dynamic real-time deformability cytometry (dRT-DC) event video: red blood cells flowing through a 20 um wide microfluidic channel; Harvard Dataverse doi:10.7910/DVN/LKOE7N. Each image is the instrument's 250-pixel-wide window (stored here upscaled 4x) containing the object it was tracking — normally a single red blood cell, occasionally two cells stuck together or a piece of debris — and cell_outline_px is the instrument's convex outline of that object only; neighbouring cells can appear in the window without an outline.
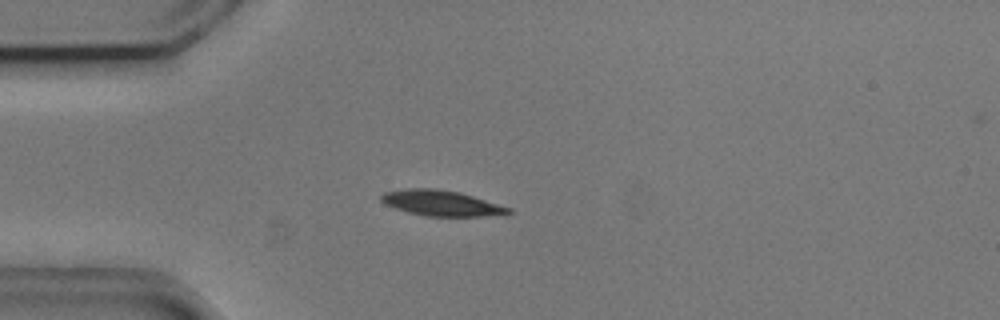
{"species": "common noctule bat (a hibernating species)", "species_latin": "Nyctalus noctula", "temperature_condition": "cold", "stored_images_in_passage": 43, "camera_frame_rate_fps": 3000, "um_per_image_px": 0.085, "animal": {"sex": "male", "body_mass_g": 20.5, "forearm_length_mm": 52.5}, "frame": {"image": 1, "passage_image": 3, "time_ms": 0.667, "image_size_px": [1000, 320], "cell_outline_px": [[512, 212], [484, 216], [428, 216], [408, 212], [384, 204], [380, 200], [380, 196], [384, 192], [404, 188], [432, 188], [460, 192], [512, 208]], "centroid_in_image_um": [37.47, 17.25], "position_along_channel_um": 47.5, "area_um2": 18.84}}
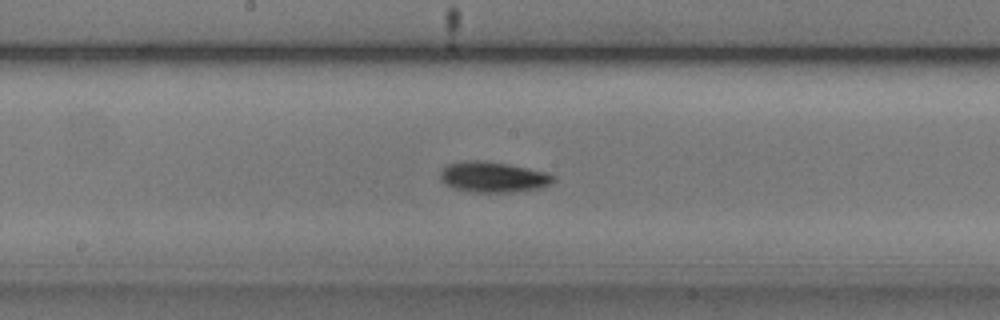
{"frame": {"image": 2, "passage_image": 17, "time_ms": 5.333, "image_size_px": [1000, 320], "cell_outline_px": [[556, 180], [548, 184], [536, 188], [512, 192], [468, 192], [452, 188], [444, 184], [440, 180], [440, 172], [448, 164], [460, 160], [480, 160], [504, 164], [544, 172], [556, 176]], "centroid_in_image_um": [41.82, 15.05], "position_along_channel_um": 206.4, "area_um2": 20.0}}
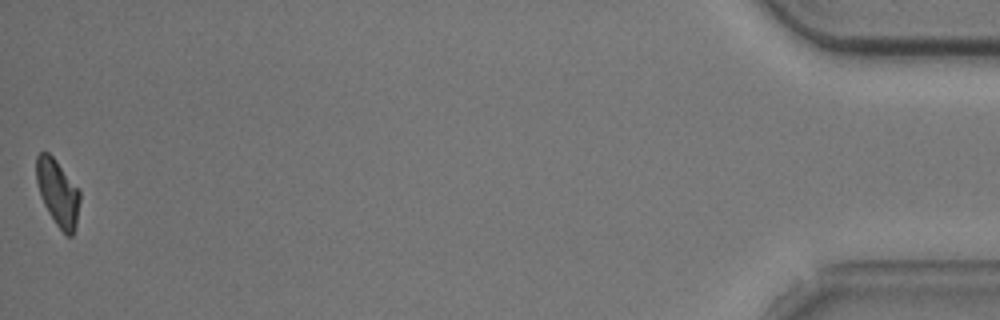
{"frame": {"image": 3, "passage_image": 43, "time_ms": 14.0, "image_size_px": [1000, 320], "cell_outline_px": [[80, 200], [76, 224], [72, 236], [68, 236], [56, 224], [48, 212], [40, 196], [36, 180], [36, 156], [40, 152], [48, 152], [56, 160], [80, 192]], "centroid_in_image_um": [4.89, 16.37], "position_along_channel_um": 430.3, "area_um2": 16.59}, "authors_computed_cell_mechanics": {"area_um2": 18.496, "velocity_mm_per_s": 3.7042, "shape_relaxation_time_tau1_ms": 2.1288, "shape_relaxation_time_tau2_ms": null, "deformation_change_tau1": 0.1044, "deformation_change_tau2": null}}